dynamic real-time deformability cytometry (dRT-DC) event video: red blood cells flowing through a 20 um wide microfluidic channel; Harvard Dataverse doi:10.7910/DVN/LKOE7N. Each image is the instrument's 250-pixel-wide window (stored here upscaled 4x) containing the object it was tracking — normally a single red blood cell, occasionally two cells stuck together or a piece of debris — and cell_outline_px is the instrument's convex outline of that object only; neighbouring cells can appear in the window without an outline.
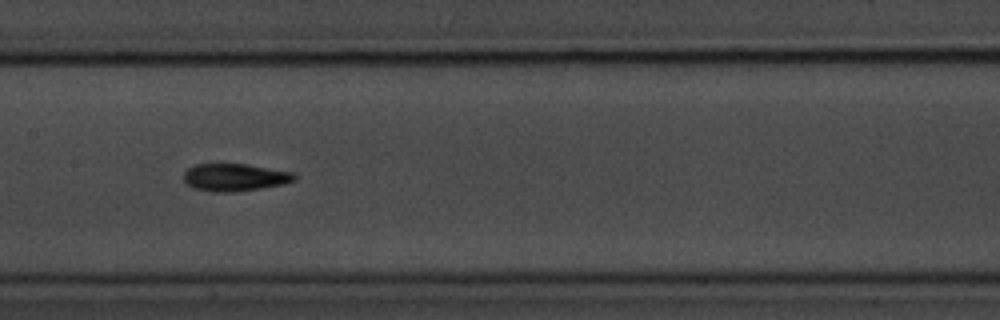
{"species": "common noctule bat (a hibernating species)", "species_latin": "Nyctalus noctula", "temperature_condition": "room temperature", "stored_images_in_passage": 9, "camera_frame_rate_fps": 3000, "um_per_image_px": 0.085, "animal": {"sex": "male", "body_mass_g": 20.1, "forearm_length_mm": 53.5}, "frame": {"image": 1, "passage_image": 6, "time_ms": 6.0, "image_size_px": [1000, 320], "cell_outline_px": [[296, 180], [284, 184], [260, 188], [232, 192], [212, 192], [192, 188], [184, 180], [184, 172], [188, 168], [196, 164], [248, 164], [292, 172], [296, 176]], "centroid_in_image_um": [19.95, 15.07], "position_along_channel_um": 187.5, "area_um2": 17.74}}